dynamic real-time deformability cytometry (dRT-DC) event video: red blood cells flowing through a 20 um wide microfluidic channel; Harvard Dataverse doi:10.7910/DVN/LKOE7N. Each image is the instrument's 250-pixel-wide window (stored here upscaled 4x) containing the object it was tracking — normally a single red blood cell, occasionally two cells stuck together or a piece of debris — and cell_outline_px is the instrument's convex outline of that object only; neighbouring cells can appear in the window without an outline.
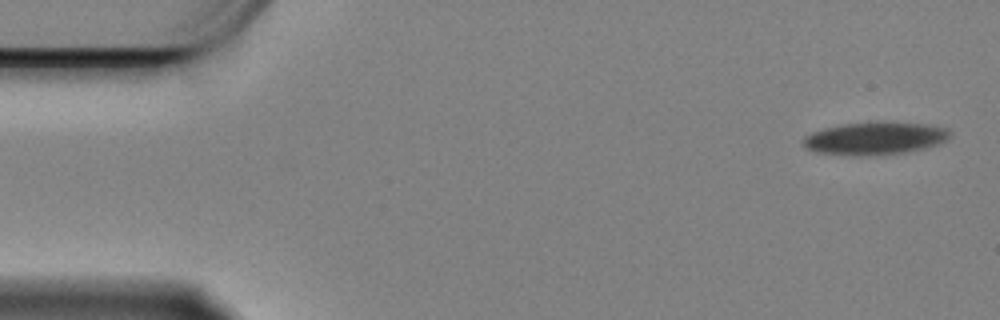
{"species": "Egyptian fruit bat (a non-hibernating species)", "species_latin": "Rousettus aegyptiacus", "temperature_condition": "cold", "stored_images_in_passage": 59, "segment_of_instrument_passage": [1, 2], "camera_frame_rate_fps": 3000, "um_per_image_px": 0.085, "animal": {"sex": "female"}, "frame": {"image": 1, "passage_image": 1, "time_ms": 0.0, "image_size_px": [1000, 320], "cell_outline_px": [[952, 136], [948, 140], [940, 144], [924, 148], [904, 152], [876, 156], [852, 156], [816, 152], [808, 148], [804, 144], [804, 136], [812, 132], [844, 124], [932, 124], [948, 128], [952, 132]], "centroid_in_image_um": [74.45, 11.8], "position_along_channel_um": 10.6, "area_um2": 27.4}}
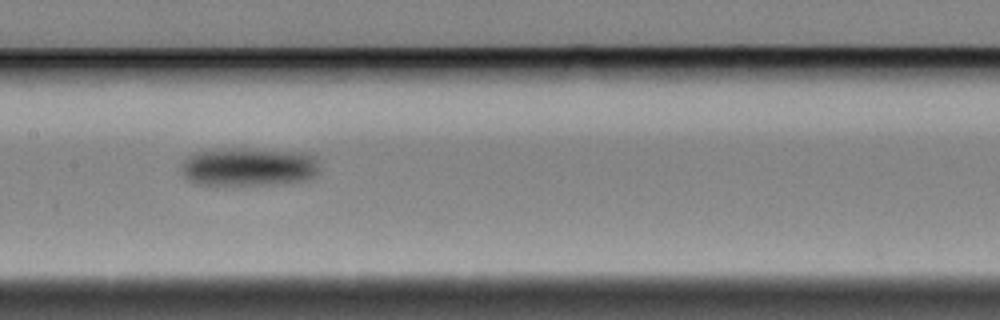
{"frame": {"image": 2, "passage_image": 27, "time_ms": 8.667, "image_size_px": [1000, 320], "cell_outline_px": [[316, 172], [312, 176], [304, 180], [272, 184], [196, 184], [188, 180], [180, 172], [180, 164], [188, 156], [196, 152], [224, 148], [248, 148], [308, 152], [316, 160]], "centroid_in_image_um": [21.06, 14.15], "position_along_channel_um": 186.3, "area_um2": 30.92}}
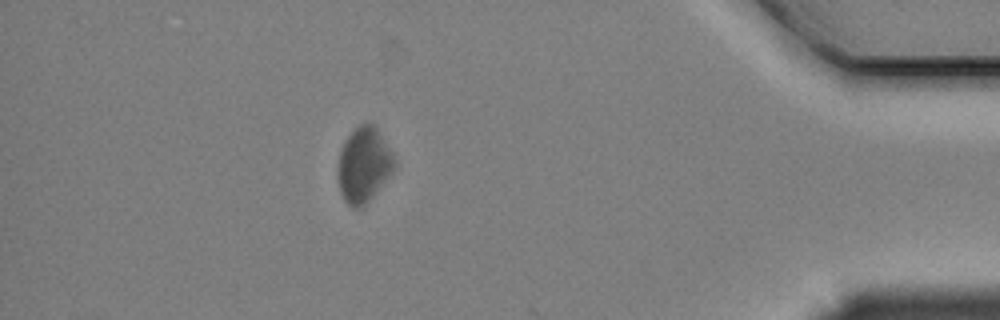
{"frame": {"image": 3, "passage_image": 51, "time_ms": 16.667, "image_size_px": [1000, 320], "cell_outline_px": [[396, 168], [372, 196], [360, 208], [356, 208], [348, 204], [344, 200], [340, 192], [336, 172], [336, 168], [340, 152], [344, 140], [364, 120], [372, 124], [376, 128], [392, 152], [396, 160]], "centroid_in_image_um": [30.9, 14.0], "position_along_channel_um": 404.3, "area_um2": 24.74}}